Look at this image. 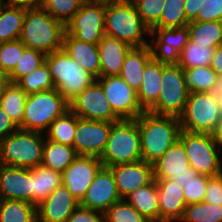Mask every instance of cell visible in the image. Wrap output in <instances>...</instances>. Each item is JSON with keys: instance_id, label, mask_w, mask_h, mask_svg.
I'll list each match as a JSON object with an SVG mask.
<instances>
[{"instance_id": "obj_1", "label": "cell", "mask_w": 222, "mask_h": 222, "mask_svg": "<svg viewBox=\"0 0 222 222\" xmlns=\"http://www.w3.org/2000/svg\"><path fill=\"white\" fill-rule=\"evenodd\" d=\"M142 160L153 164L179 140V118L144 111L137 118Z\"/></svg>"}, {"instance_id": "obj_2", "label": "cell", "mask_w": 222, "mask_h": 222, "mask_svg": "<svg viewBox=\"0 0 222 222\" xmlns=\"http://www.w3.org/2000/svg\"><path fill=\"white\" fill-rule=\"evenodd\" d=\"M65 25L40 6H27L20 40L45 55L62 49Z\"/></svg>"}, {"instance_id": "obj_3", "label": "cell", "mask_w": 222, "mask_h": 222, "mask_svg": "<svg viewBox=\"0 0 222 222\" xmlns=\"http://www.w3.org/2000/svg\"><path fill=\"white\" fill-rule=\"evenodd\" d=\"M132 1L106 4L105 34L127 43L130 47L149 45L143 35L150 34Z\"/></svg>"}, {"instance_id": "obj_4", "label": "cell", "mask_w": 222, "mask_h": 222, "mask_svg": "<svg viewBox=\"0 0 222 222\" xmlns=\"http://www.w3.org/2000/svg\"><path fill=\"white\" fill-rule=\"evenodd\" d=\"M44 135L18 128L0 142V164L27 169L41 165Z\"/></svg>"}, {"instance_id": "obj_5", "label": "cell", "mask_w": 222, "mask_h": 222, "mask_svg": "<svg viewBox=\"0 0 222 222\" xmlns=\"http://www.w3.org/2000/svg\"><path fill=\"white\" fill-rule=\"evenodd\" d=\"M99 159L104 167L142 160L136 119H121L112 124L106 147Z\"/></svg>"}, {"instance_id": "obj_6", "label": "cell", "mask_w": 222, "mask_h": 222, "mask_svg": "<svg viewBox=\"0 0 222 222\" xmlns=\"http://www.w3.org/2000/svg\"><path fill=\"white\" fill-rule=\"evenodd\" d=\"M55 89L70 102L96 78L79 66L63 49L45 57Z\"/></svg>"}, {"instance_id": "obj_7", "label": "cell", "mask_w": 222, "mask_h": 222, "mask_svg": "<svg viewBox=\"0 0 222 222\" xmlns=\"http://www.w3.org/2000/svg\"><path fill=\"white\" fill-rule=\"evenodd\" d=\"M69 109V102L56 89L29 94L25 101L22 129L44 133Z\"/></svg>"}, {"instance_id": "obj_8", "label": "cell", "mask_w": 222, "mask_h": 222, "mask_svg": "<svg viewBox=\"0 0 222 222\" xmlns=\"http://www.w3.org/2000/svg\"><path fill=\"white\" fill-rule=\"evenodd\" d=\"M221 117L222 111L214 93L191 92L179 121L184 131L213 134Z\"/></svg>"}, {"instance_id": "obj_9", "label": "cell", "mask_w": 222, "mask_h": 222, "mask_svg": "<svg viewBox=\"0 0 222 222\" xmlns=\"http://www.w3.org/2000/svg\"><path fill=\"white\" fill-rule=\"evenodd\" d=\"M188 95L183 69L178 64H162L158 100L148 112L179 118L185 109Z\"/></svg>"}, {"instance_id": "obj_10", "label": "cell", "mask_w": 222, "mask_h": 222, "mask_svg": "<svg viewBox=\"0 0 222 222\" xmlns=\"http://www.w3.org/2000/svg\"><path fill=\"white\" fill-rule=\"evenodd\" d=\"M179 141L183 144L190 167L200 175L216 176L222 173L220 148L213 134L192 133L181 130Z\"/></svg>"}, {"instance_id": "obj_11", "label": "cell", "mask_w": 222, "mask_h": 222, "mask_svg": "<svg viewBox=\"0 0 222 222\" xmlns=\"http://www.w3.org/2000/svg\"><path fill=\"white\" fill-rule=\"evenodd\" d=\"M106 4L86 0L65 25V34L80 41L98 44L105 35Z\"/></svg>"}, {"instance_id": "obj_12", "label": "cell", "mask_w": 222, "mask_h": 222, "mask_svg": "<svg viewBox=\"0 0 222 222\" xmlns=\"http://www.w3.org/2000/svg\"><path fill=\"white\" fill-rule=\"evenodd\" d=\"M96 80L101 84L113 112L120 119H136L144 112L137 92L120 75L99 77Z\"/></svg>"}, {"instance_id": "obj_13", "label": "cell", "mask_w": 222, "mask_h": 222, "mask_svg": "<svg viewBox=\"0 0 222 222\" xmlns=\"http://www.w3.org/2000/svg\"><path fill=\"white\" fill-rule=\"evenodd\" d=\"M69 104L70 109L79 118L107 122L121 120L113 112L101 84L97 80L75 96Z\"/></svg>"}, {"instance_id": "obj_14", "label": "cell", "mask_w": 222, "mask_h": 222, "mask_svg": "<svg viewBox=\"0 0 222 222\" xmlns=\"http://www.w3.org/2000/svg\"><path fill=\"white\" fill-rule=\"evenodd\" d=\"M150 31L153 40L156 38L149 44L152 58L165 65L178 64L181 51L189 40L188 27L151 28Z\"/></svg>"}, {"instance_id": "obj_15", "label": "cell", "mask_w": 222, "mask_h": 222, "mask_svg": "<svg viewBox=\"0 0 222 222\" xmlns=\"http://www.w3.org/2000/svg\"><path fill=\"white\" fill-rule=\"evenodd\" d=\"M114 122L94 121L79 118L75 130L73 147L80 156L100 158L109 137Z\"/></svg>"}, {"instance_id": "obj_16", "label": "cell", "mask_w": 222, "mask_h": 222, "mask_svg": "<svg viewBox=\"0 0 222 222\" xmlns=\"http://www.w3.org/2000/svg\"><path fill=\"white\" fill-rule=\"evenodd\" d=\"M121 200L112 170L102 166L89 185L80 206L105 213L115 202Z\"/></svg>"}, {"instance_id": "obj_17", "label": "cell", "mask_w": 222, "mask_h": 222, "mask_svg": "<svg viewBox=\"0 0 222 222\" xmlns=\"http://www.w3.org/2000/svg\"><path fill=\"white\" fill-rule=\"evenodd\" d=\"M102 166L98 157L78 155L62 173L63 185L78 201H81Z\"/></svg>"}, {"instance_id": "obj_18", "label": "cell", "mask_w": 222, "mask_h": 222, "mask_svg": "<svg viewBox=\"0 0 222 222\" xmlns=\"http://www.w3.org/2000/svg\"><path fill=\"white\" fill-rule=\"evenodd\" d=\"M79 205L80 201L62 184L37 205V222H66Z\"/></svg>"}, {"instance_id": "obj_19", "label": "cell", "mask_w": 222, "mask_h": 222, "mask_svg": "<svg viewBox=\"0 0 222 222\" xmlns=\"http://www.w3.org/2000/svg\"><path fill=\"white\" fill-rule=\"evenodd\" d=\"M109 168L112 170L121 199H124L139 187L149 184L154 179L152 164L143 160L118 164Z\"/></svg>"}, {"instance_id": "obj_20", "label": "cell", "mask_w": 222, "mask_h": 222, "mask_svg": "<svg viewBox=\"0 0 222 222\" xmlns=\"http://www.w3.org/2000/svg\"><path fill=\"white\" fill-rule=\"evenodd\" d=\"M0 199L32 204V169L0 164Z\"/></svg>"}, {"instance_id": "obj_21", "label": "cell", "mask_w": 222, "mask_h": 222, "mask_svg": "<svg viewBox=\"0 0 222 222\" xmlns=\"http://www.w3.org/2000/svg\"><path fill=\"white\" fill-rule=\"evenodd\" d=\"M159 202V222L180 221L186 202L183 188L171 179L156 180Z\"/></svg>"}, {"instance_id": "obj_22", "label": "cell", "mask_w": 222, "mask_h": 222, "mask_svg": "<svg viewBox=\"0 0 222 222\" xmlns=\"http://www.w3.org/2000/svg\"><path fill=\"white\" fill-rule=\"evenodd\" d=\"M152 166L155 180L170 179L173 175L191 174L189 159L183 144L179 140Z\"/></svg>"}, {"instance_id": "obj_23", "label": "cell", "mask_w": 222, "mask_h": 222, "mask_svg": "<svg viewBox=\"0 0 222 222\" xmlns=\"http://www.w3.org/2000/svg\"><path fill=\"white\" fill-rule=\"evenodd\" d=\"M62 49L96 79L100 77V55L98 44H91L64 34Z\"/></svg>"}, {"instance_id": "obj_24", "label": "cell", "mask_w": 222, "mask_h": 222, "mask_svg": "<svg viewBox=\"0 0 222 222\" xmlns=\"http://www.w3.org/2000/svg\"><path fill=\"white\" fill-rule=\"evenodd\" d=\"M98 47L100 77L120 75L125 56L132 47L106 34L99 41Z\"/></svg>"}, {"instance_id": "obj_25", "label": "cell", "mask_w": 222, "mask_h": 222, "mask_svg": "<svg viewBox=\"0 0 222 222\" xmlns=\"http://www.w3.org/2000/svg\"><path fill=\"white\" fill-rule=\"evenodd\" d=\"M25 15L26 5L0 3V43L20 39Z\"/></svg>"}, {"instance_id": "obj_26", "label": "cell", "mask_w": 222, "mask_h": 222, "mask_svg": "<svg viewBox=\"0 0 222 222\" xmlns=\"http://www.w3.org/2000/svg\"><path fill=\"white\" fill-rule=\"evenodd\" d=\"M151 58L149 45L132 47L125 56L120 76L136 92L141 86L145 66Z\"/></svg>"}, {"instance_id": "obj_27", "label": "cell", "mask_w": 222, "mask_h": 222, "mask_svg": "<svg viewBox=\"0 0 222 222\" xmlns=\"http://www.w3.org/2000/svg\"><path fill=\"white\" fill-rule=\"evenodd\" d=\"M162 77V63L151 58L144 69L143 79L137 91L141 108L148 111L158 100Z\"/></svg>"}, {"instance_id": "obj_28", "label": "cell", "mask_w": 222, "mask_h": 222, "mask_svg": "<svg viewBox=\"0 0 222 222\" xmlns=\"http://www.w3.org/2000/svg\"><path fill=\"white\" fill-rule=\"evenodd\" d=\"M124 199L149 222H159L158 188L155 179L139 187Z\"/></svg>"}, {"instance_id": "obj_29", "label": "cell", "mask_w": 222, "mask_h": 222, "mask_svg": "<svg viewBox=\"0 0 222 222\" xmlns=\"http://www.w3.org/2000/svg\"><path fill=\"white\" fill-rule=\"evenodd\" d=\"M74 147L45 139L42 154V163L46 168L63 173L77 158Z\"/></svg>"}, {"instance_id": "obj_30", "label": "cell", "mask_w": 222, "mask_h": 222, "mask_svg": "<svg viewBox=\"0 0 222 222\" xmlns=\"http://www.w3.org/2000/svg\"><path fill=\"white\" fill-rule=\"evenodd\" d=\"M63 184L62 173L39 165L32 168V204L39 205Z\"/></svg>"}, {"instance_id": "obj_31", "label": "cell", "mask_w": 222, "mask_h": 222, "mask_svg": "<svg viewBox=\"0 0 222 222\" xmlns=\"http://www.w3.org/2000/svg\"><path fill=\"white\" fill-rule=\"evenodd\" d=\"M189 39L197 44L216 48L222 44V21H190Z\"/></svg>"}, {"instance_id": "obj_32", "label": "cell", "mask_w": 222, "mask_h": 222, "mask_svg": "<svg viewBox=\"0 0 222 222\" xmlns=\"http://www.w3.org/2000/svg\"><path fill=\"white\" fill-rule=\"evenodd\" d=\"M0 222H37V206L21 200L0 199Z\"/></svg>"}, {"instance_id": "obj_33", "label": "cell", "mask_w": 222, "mask_h": 222, "mask_svg": "<svg viewBox=\"0 0 222 222\" xmlns=\"http://www.w3.org/2000/svg\"><path fill=\"white\" fill-rule=\"evenodd\" d=\"M26 98L27 94L21 89V87L17 83L11 82L0 99L1 108L20 129H22Z\"/></svg>"}, {"instance_id": "obj_34", "label": "cell", "mask_w": 222, "mask_h": 222, "mask_svg": "<svg viewBox=\"0 0 222 222\" xmlns=\"http://www.w3.org/2000/svg\"><path fill=\"white\" fill-rule=\"evenodd\" d=\"M77 115L67 110L63 115L56 118L47 129V139L73 147Z\"/></svg>"}, {"instance_id": "obj_35", "label": "cell", "mask_w": 222, "mask_h": 222, "mask_svg": "<svg viewBox=\"0 0 222 222\" xmlns=\"http://www.w3.org/2000/svg\"><path fill=\"white\" fill-rule=\"evenodd\" d=\"M214 54V47L197 44L189 39L181 51L178 65L182 69H189L198 66H210Z\"/></svg>"}, {"instance_id": "obj_36", "label": "cell", "mask_w": 222, "mask_h": 222, "mask_svg": "<svg viewBox=\"0 0 222 222\" xmlns=\"http://www.w3.org/2000/svg\"><path fill=\"white\" fill-rule=\"evenodd\" d=\"M186 89L191 92H212L219 78L210 66H198L183 69Z\"/></svg>"}, {"instance_id": "obj_37", "label": "cell", "mask_w": 222, "mask_h": 222, "mask_svg": "<svg viewBox=\"0 0 222 222\" xmlns=\"http://www.w3.org/2000/svg\"><path fill=\"white\" fill-rule=\"evenodd\" d=\"M185 0H165L160 20L152 28H176L187 26Z\"/></svg>"}, {"instance_id": "obj_38", "label": "cell", "mask_w": 222, "mask_h": 222, "mask_svg": "<svg viewBox=\"0 0 222 222\" xmlns=\"http://www.w3.org/2000/svg\"><path fill=\"white\" fill-rule=\"evenodd\" d=\"M16 83L27 95L55 89L49 67L45 62L38 69L21 77Z\"/></svg>"}, {"instance_id": "obj_39", "label": "cell", "mask_w": 222, "mask_h": 222, "mask_svg": "<svg viewBox=\"0 0 222 222\" xmlns=\"http://www.w3.org/2000/svg\"><path fill=\"white\" fill-rule=\"evenodd\" d=\"M183 222H222V206L207 202L193 203L185 207Z\"/></svg>"}, {"instance_id": "obj_40", "label": "cell", "mask_w": 222, "mask_h": 222, "mask_svg": "<svg viewBox=\"0 0 222 222\" xmlns=\"http://www.w3.org/2000/svg\"><path fill=\"white\" fill-rule=\"evenodd\" d=\"M86 0H42L40 7L64 25L79 11Z\"/></svg>"}, {"instance_id": "obj_41", "label": "cell", "mask_w": 222, "mask_h": 222, "mask_svg": "<svg viewBox=\"0 0 222 222\" xmlns=\"http://www.w3.org/2000/svg\"><path fill=\"white\" fill-rule=\"evenodd\" d=\"M46 55L38 50L26 48L14 69L8 74L10 82L16 83L21 77L38 69L45 62Z\"/></svg>"}, {"instance_id": "obj_42", "label": "cell", "mask_w": 222, "mask_h": 222, "mask_svg": "<svg viewBox=\"0 0 222 222\" xmlns=\"http://www.w3.org/2000/svg\"><path fill=\"white\" fill-rule=\"evenodd\" d=\"M104 222H149L125 199L115 202L105 213Z\"/></svg>"}, {"instance_id": "obj_43", "label": "cell", "mask_w": 222, "mask_h": 222, "mask_svg": "<svg viewBox=\"0 0 222 222\" xmlns=\"http://www.w3.org/2000/svg\"><path fill=\"white\" fill-rule=\"evenodd\" d=\"M26 48L20 39L0 43V70L9 74Z\"/></svg>"}, {"instance_id": "obj_44", "label": "cell", "mask_w": 222, "mask_h": 222, "mask_svg": "<svg viewBox=\"0 0 222 222\" xmlns=\"http://www.w3.org/2000/svg\"><path fill=\"white\" fill-rule=\"evenodd\" d=\"M132 2L149 29L160 20L165 0H132Z\"/></svg>"}, {"instance_id": "obj_45", "label": "cell", "mask_w": 222, "mask_h": 222, "mask_svg": "<svg viewBox=\"0 0 222 222\" xmlns=\"http://www.w3.org/2000/svg\"><path fill=\"white\" fill-rule=\"evenodd\" d=\"M209 177L199 174L195 179L185 184L182 190L186 205L204 202Z\"/></svg>"}, {"instance_id": "obj_46", "label": "cell", "mask_w": 222, "mask_h": 222, "mask_svg": "<svg viewBox=\"0 0 222 222\" xmlns=\"http://www.w3.org/2000/svg\"><path fill=\"white\" fill-rule=\"evenodd\" d=\"M195 21H222V0H204Z\"/></svg>"}, {"instance_id": "obj_47", "label": "cell", "mask_w": 222, "mask_h": 222, "mask_svg": "<svg viewBox=\"0 0 222 222\" xmlns=\"http://www.w3.org/2000/svg\"><path fill=\"white\" fill-rule=\"evenodd\" d=\"M204 202L222 206V173L209 177Z\"/></svg>"}, {"instance_id": "obj_48", "label": "cell", "mask_w": 222, "mask_h": 222, "mask_svg": "<svg viewBox=\"0 0 222 222\" xmlns=\"http://www.w3.org/2000/svg\"><path fill=\"white\" fill-rule=\"evenodd\" d=\"M66 222H104V213L79 205Z\"/></svg>"}, {"instance_id": "obj_49", "label": "cell", "mask_w": 222, "mask_h": 222, "mask_svg": "<svg viewBox=\"0 0 222 222\" xmlns=\"http://www.w3.org/2000/svg\"><path fill=\"white\" fill-rule=\"evenodd\" d=\"M17 129L18 127L0 106V142Z\"/></svg>"}, {"instance_id": "obj_50", "label": "cell", "mask_w": 222, "mask_h": 222, "mask_svg": "<svg viewBox=\"0 0 222 222\" xmlns=\"http://www.w3.org/2000/svg\"><path fill=\"white\" fill-rule=\"evenodd\" d=\"M203 2L204 0H185V14L189 22L195 20L198 13H202Z\"/></svg>"}, {"instance_id": "obj_51", "label": "cell", "mask_w": 222, "mask_h": 222, "mask_svg": "<svg viewBox=\"0 0 222 222\" xmlns=\"http://www.w3.org/2000/svg\"><path fill=\"white\" fill-rule=\"evenodd\" d=\"M210 67L215 71L218 77H222V44L215 48V54L210 63Z\"/></svg>"}, {"instance_id": "obj_52", "label": "cell", "mask_w": 222, "mask_h": 222, "mask_svg": "<svg viewBox=\"0 0 222 222\" xmlns=\"http://www.w3.org/2000/svg\"><path fill=\"white\" fill-rule=\"evenodd\" d=\"M199 174L191 168V174L173 175L170 179L176 182L182 188L192 179H195Z\"/></svg>"}, {"instance_id": "obj_53", "label": "cell", "mask_w": 222, "mask_h": 222, "mask_svg": "<svg viewBox=\"0 0 222 222\" xmlns=\"http://www.w3.org/2000/svg\"><path fill=\"white\" fill-rule=\"evenodd\" d=\"M212 93H214L216 95L217 101H218L221 111H222V77H219L216 80V83H215Z\"/></svg>"}, {"instance_id": "obj_54", "label": "cell", "mask_w": 222, "mask_h": 222, "mask_svg": "<svg viewBox=\"0 0 222 222\" xmlns=\"http://www.w3.org/2000/svg\"><path fill=\"white\" fill-rule=\"evenodd\" d=\"M10 83L9 75L0 70V99Z\"/></svg>"}, {"instance_id": "obj_55", "label": "cell", "mask_w": 222, "mask_h": 222, "mask_svg": "<svg viewBox=\"0 0 222 222\" xmlns=\"http://www.w3.org/2000/svg\"><path fill=\"white\" fill-rule=\"evenodd\" d=\"M214 140L217 144V146L222 148V117L220 118V121L218 122V125L216 127L215 132L213 133Z\"/></svg>"}, {"instance_id": "obj_56", "label": "cell", "mask_w": 222, "mask_h": 222, "mask_svg": "<svg viewBox=\"0 0 222 222\" xmlns=\"http://www.w3.org/2000/svg\"><path fill=\"white\" fill-rule=\"evenodd\" d=\"M42 0H9L15 4H23L27 6H39Z\"/></svg>"}, {"instance_id": "obj_57", "label": "cell", "mask_w": 222, "mask_h": 222, "mask_svg": "<svg viewBox=\"0 0 222 222\" xmlns=\"http://www.w3.org/2000/svg\"><path fill=\"white\" fill-rule=\"evenodd\" d=\"M93 2H100L103 4H110V3H126V2H130L132 0H90Z\"/></svg>"}, {"instance_id": "obj_58", "label": "cell", "mask_w": 222, "mask_h": 222, "mask_svg": "<svg viewBox=\"0 0 222 222\" xmlns=\"http://www.w3.org/2000/svg\"><path fill=\"white\" fill-rule=\"evenodd\" d=\"M5 1H3V0H0V3H4ZM7 2H9V0H7Z\"/></svg>"}]
</instances>
